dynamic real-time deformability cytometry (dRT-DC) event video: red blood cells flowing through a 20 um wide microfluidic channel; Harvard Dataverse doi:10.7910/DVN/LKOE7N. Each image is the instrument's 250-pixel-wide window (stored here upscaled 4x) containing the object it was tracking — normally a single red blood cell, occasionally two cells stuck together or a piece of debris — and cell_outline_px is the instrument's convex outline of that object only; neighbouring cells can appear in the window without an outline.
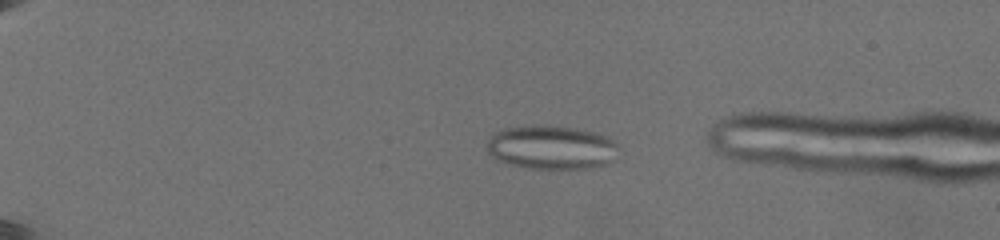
{"species": "common noctule bat (a hibernating species)", "species_latin": "Nyctalus noctula", "temperature_condition": "warm", "stored_images_in_passage": 62, "camera_frame_rate_fps": 3000, "um_per_image_px": 0.085, "animal": {"sex": "female", "body_mass_g": 19.5, "forearm_length_mm": 54.1}, "frame": {"image": 1, "passage_image": 18, "time_ms": 5.667, "image_size_px": [1000, 240], "cell_outline_px": [[616, 148], [612, 160], [604, 164], [588, 168], [532, 168], [512, 164], [500, 160], [492, 156], [488, 152], [488, 140], [496, 132], [504, 128], [544, 124], [548, 124], [572, 128], [592, 132], [604, 136], [612, 140], [616, 144]], "centroid_in_image_um": [46.83, 12.51], "position_along_channel_um": 38.2, "area_um2": 32.89}}
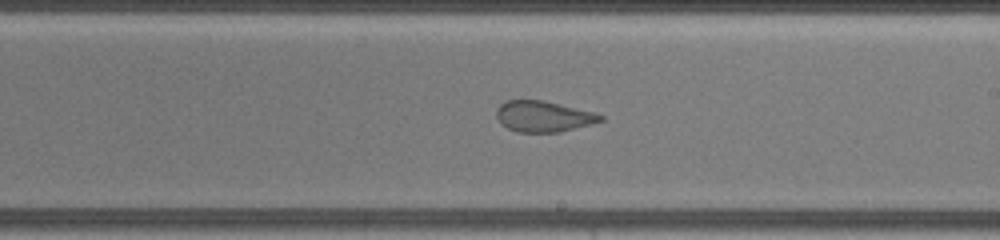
{"frame": {"image": 2, "passage_image": 42, "time_ms": 13.667, "image_size_px": [1000, 240], "cell_outline_px": [[604, 120], [592, 124], [560, 132], [516, 132], [500, 124], [496, 116], [496, 108], [504, 100], [544, 100], [596, 112], [604, 116]], "centroid_in_image_um": [46.19, 9.89], "position_along_channel_um": 242.8, "area_um2": 19.07}}
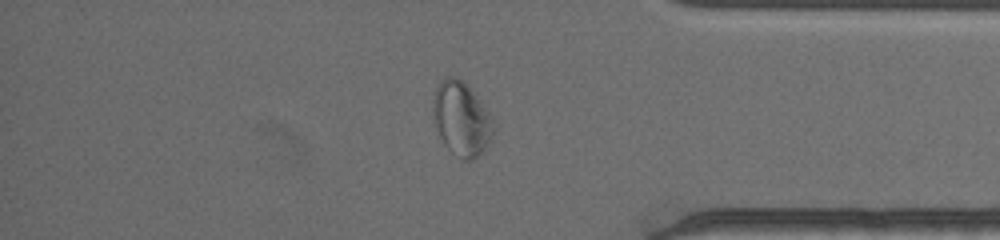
{"frame": {"image": 3, "passage_image": 56, "time_ms": 18.333, "image_size_px": [1000, 240], "cell_outline_px": [[496, 124], [488, 144], [472, 160], [464, 160], [452, 152], [444, 144], [436, 128], [432, 112], [432, 100], [436, 88], [440, 80], [448, 76], [456, 76], [472, 92]], "centroid_in_image_um": [39.18, 10.1], "position_along_channel_um": 396.0, "area_um2": 25.49}}